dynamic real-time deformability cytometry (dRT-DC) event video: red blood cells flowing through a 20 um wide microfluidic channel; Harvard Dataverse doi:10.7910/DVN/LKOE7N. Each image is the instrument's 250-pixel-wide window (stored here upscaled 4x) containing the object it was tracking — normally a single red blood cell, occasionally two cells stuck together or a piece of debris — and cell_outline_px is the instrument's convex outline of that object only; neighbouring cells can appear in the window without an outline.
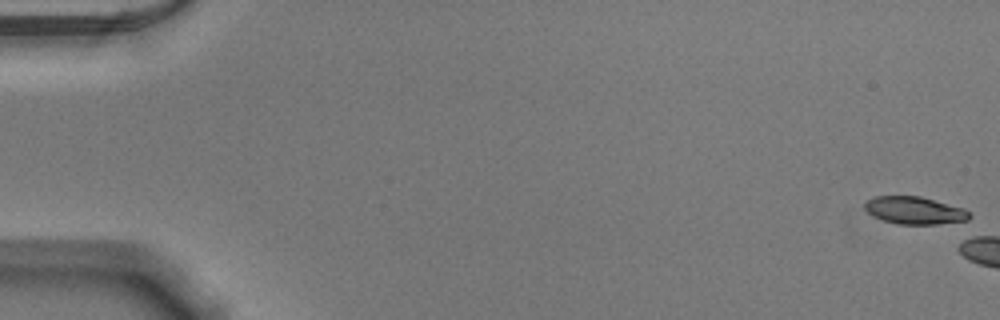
{"species": "Egyptian fruit bat (a non-hibernating species)", "species_latin": "Rousettus aegyptiacus", "temperature_condition": "warm", "stored_images_in_passage": 5, "camera_frame_rate_fps": 3000, "um_per_image_px": 0.085, "animal": {"sex": "male"}, "frame": {"image": 1, "passage_image": 1, "time_ms": 0.0, "image_size_px": [1000, 320], "cell_outline_px": [[972, 216], [968, 224], [896, 224], [872, 216], [864, 208], [864, 204], [872, 196], [920, 196], [964, 208]], "centroid_in_image_um": [77.84, 17.91], "position_along_channel_um": 7.2, "area_um2": 17.28}}